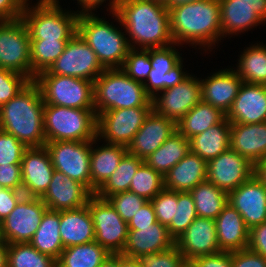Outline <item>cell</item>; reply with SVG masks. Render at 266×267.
<instances>
[{"instance_id":"20","label":"cell","mask_w":266,"mask_h":267,"mask_svg":"<svg viewBox=\"0 0 266 267\" xmlns=\"http://www.w3.org/2000/svg\"><path fill=\"white\" fill-rule=\"evenodd\" d=\"M175 245L185 261H191L198 256L221 252L217 240L215 221L209 218L196 217L175 241Z\"/></svg>"},{"instance_id":"5","label":"cell","mask_w":266,"mask_h":267,"mask_svg":"<svg viewBox=\"0 0 266 267\" xmlns=\"http://www.w3.org/2000/svg\"><path fill=\"white\" fill-rule=\"evenodd\" d=\"M143 83L130 78L121 68L105 69L94 81V108L98 116L107 110L152 107Z\"/></svg>"},{"instance_id":"26","label":"cell","mask_w":266,"mask_h":267,"mask_svg":"<svg viewBox=\"0 0 266 267\" xmlns=\"http://www.w3.org/2000/svg\"><path fill=\"white\" fill-rule=\"evenodd\" d=\"M221 251H239L248 248L250 229L241 214L229 203L214 220Z\"/></svg>"},{"instance_id":"17","label":"cell","mask_w":266,"mask_h":267,"mask_svg":"<svg viewBox=\"0 0 266 267\" xmlns=\"http://www.w3.org/2000/svg\"><path fill=\"white\" fill-rule=\"evenodd\" d=\"M228 203L249 229L266 222V187L256 174L228 193Z\"/></svg>"},{"instance_id":"19","label":"cell","mask_w":266,"mask_h":267,"mask_svg":"<svg viewBox=\"0 0 266 267\" xmlns=\"http://www.w3.org/2000/svg\"><path fill=\"white\" fill-rule=\"evenodd\" d=\"M93 193L63 172L54 171L46 192L40 197L50 210H74L87 205Z\"/></svg>"},{"instance_id":"28","label":"cell","mask_w":266,"mask_h":267,"mask_svg":"<svg viewBox=\"0 0 266 267\" xmlns=\"http://www.w3.org/2000/svg\"><path fill=\"white\" fill-rule=\"evenodd\" d=\"M59 233L64 248L95 241V231L88 205L60 211Z\"/></svg>"},{"instance_id":"8","label":"cell","mask_w":266,"mask_h":267,"mask_svg":"<svg viewBox=\"0 0 266 267\" xmlns=\"http://www.w3.org/2000/svg\"><path fill=\"white\" fill-rule=\"evenodd\" d=\"M34 82L39 86L44 104L95 110L93 81L55 74H38Z\"/></svg>"},{"instance_id":"23","label":"cell","mask_w":266,"mask_h":267,"mask_svg":"<svg viewBox=\"0 0 266 267\" xmlns=\"http://www.w3.org/2000/svg\"><path fill=\"white\" fill-rule=\"evenodd\" d=\"M175 246L166 226L159 221L151 227H128L127 240L122 255L132 258L166 251Z\"/></svg>"},{"instance_id":"55","label":"cell","mask_w":266,"mask_h":267,"mask_svg":"<svg viewBox=\"0 0 266 267\" xmlns=\"http://www.w3.org/2000/svg\"><path fill=\"white\" fill-rule=\"evenodd\" d=\"M248 249L266 258V222L250 229Z\"/></svg>"},{"instance_id":"54","label":"cell","mask_w":266,"mask_h":267,"mask_svg":"<svg viewBox=\"0 0 266 267\" xmlns=\"http://www.w3.org/2000/svg\"><path fill=\"white\" fill-rule=\"evenodd\" d=\"M23 196V191L0 188V223L10 214Z\"/></svg>"},{"instance_id":"43","label":"cell","mask_w":266,"mask_h":267,"mask_svg":"<svg viewBox=\"0 0 266 267\" xmlns=\"http://www.w3.org/2000/svg\"><path fill=\"white\" fill-rule=\"evenodd\" d=\"M182 61L183 60H181L169 72L154 70L152 68L148 78L144 82L145 91L151 98L160 91L180 84L189 76V73L182 71Z\"/></svg>"},{"instance_id":"31","label":"cell","mask_w":266,"mask_h":267,"mask_svg":"<svg viewBox=\"0 0 266 267\" xmlns=\"http://www.w3.org/2000/svg\"><path fill=\"white\" fill-rule=\"evenodd\" d=\"M221 33L224 38L252 29L265 21L250 5L233 4V0H219ZM227 35V36H226Z\"/></svg>"},{"instance_id":"24","label":"cell","mask_w":266,"mask_h":267,"mask_svg":"<svg viewBox=\"0 0 266 267\" xmlns=\"http://www.w3.org/2000/svg\"><path fill=\"white\" fill-rule=\"evenodd\" d=\"M201 81V100L219 108L227 114L231 109L243 80L235 69H225L213 73Z\"/></svg>"},{"instance_id":"46","label":"cell","mask_w":266,"mask_h":267,"mask_svg":"<svg viewBox=\"0 0 266 267\" xmlns=\"http://www.w3.org/2000/svg\"><path fill=\"white\" fill-rule=\"evenodd\" d=\"M30 82L25 75L0 69V107L20 93Z\"/></svg>"},{"instance_id":"48","label":"cell","mask_w":266,"mask_h":267,"mask_svg":"<svg viewBox=\"0 0 266 267\" xmlns=\"http://www.w3.org/2000/svg\"><path fill=\"white\" fill-rule=\"evenodd\" d=\"M27 147L12 134L0 130V165H21Z\"/></svg>"},{"instance_id":"18","label":"cell","mask_w":266,"mask_h":267,"mask_svg":"<svg viewBox=\"0 0 266 267\" xmlns=\"http://www.w3.org/2000/svg\"><path fill=\"white\" fill-rule=\"evenodd\" d=\"M54 171L55 168L45 146L27 148L21 161L24 196L40 198L46 192Z\"/></svg>"},{"instance_id":"14","label":"cell","mask_w":266,"mask_h":267,"mask_svg":"<svg viewBox=\"0 0 266 267\" xmlns=\"http://www.w3.org/2000/svg\"><path fill=\"white\" fill-rule=\"evenodd\" d=\"M47 209L41 198L23 196L0 223V238L8 244L29 243Z\"/></svg>"},{"instance_id":"6","label":"cell","mask_w":266,"mask_h":267,"mask_svg":"<svg viewBox=\"0 0 266 267\" xmlns=\"http://www.w3.org/2000/svg\"><path fill=\"white\" fill-rule=\"evenodd\" d=\"M59 0H39L33 7L26 2L22 19L30 40L71 39L77 33L80 13L64 12Z\"/></svg>"},{"instance_id":"66","label":"cell","mask_w":266,"mask_h":267,"mask_svg":"<svg viewBox=\"0 0 266 267\" xmlns=\"http://www.w3.org/2000/svg\"><path fill=\"white\" fill-rule=\"evenodd\" d=\"M156 1H159V2H162V3H164L166 0H156Z\"/></svg>"},{"instance_id":"52","label":"cell","mask_w":266,"mask_h":267,"mask_svg":"<svg viewBox=\"0 0 266 267\" xmlns=\"http://www.w3.org/2000/svg\"><path fill=\"white\" fill-rule=\"evenodd\" d=\"M232 267H266V258L248 248L232 251Z\"/></svg>"},{"instance_id":"63","label":"cell","mask_w":266,"mask_h":267,"mask_svg":"<svg viewBox=\"0 0 266 267\" xmlns=\"http://www.w3.org/2000/svg\"><path fill=\"white\" fill-rule=\"evenodd\" d=\"M195 1H198V0H166L163 4L168 10H171L172 8H175L177 6L195 2Z\"/></svg>"},{"instance_id":"56","label":"cell","mask_w":266,"mask_h":267,"mask_svg":"<svg viewBox=\"0 0 266 267\" xmlns=\"http://www.w3.org/2000/svg\"><path fill=\"white\" fill-rule=\"evenodd\" d=\"M156 222L153 205L151 201H147L127 224L128 227H151Z\"/></svg>"},{"instance_id":"4","label":"cell","mask_w":266,"mask_h":267,"mask_svg":"<svg viewBox=\"0 0 266 267\" xmlns=\"http://www.w3.org/2000/svg\"><path fill=\"white\" fill-rule=\"evenodd\" d=\"M80 13L77 33L91 47L105 69L122 68L131 49L124 32L94 13Z\"/></svg>"},{"instance_id":"7","label":"cell","mask_w":266,"mask_h":267,"mask_svg":"<svg viewBox=\"0 0 266 267\" xmlns=\"http://www.w3.org/2000/svg\"><path fill=\"white\" fill-rule=\"evenodd\" d=\"M46 142L93 141L97 138L95 110L44 104Z\"/></svg>"},{"instance_id":"40","label":"cell","mask_w":266,"mask_h":267,"mask_svg":"<svg viewBox=\"0 0 266 267\" xmlns=\"http://www.w3.org/2000/svg\"><path fill=\"white\" fill-rule=\"evenodd\" d=\"M7 267H57L56 260L40 253L30 243L8 244Z\"/></svg>"},{"instance_id":"1","label":"cell","mask_w":266,"mask_h":267,"mask_svg":"<svg viewBox=\"0 0 266 267\" xmlns=\"http://www.w3.org/2000/svg\"><path fill=\"white\" fill-rule=\"evenodd\" d=\"M128 33L132 49H152L174 44L169 10L156 0H120L112 13ZM133 41V42H132ZM132 42V44L130 43ZM134 43V45H133ZM140 47H136V45Z\"/></svg>"},{"instance_id":"53","label":"cell","mask_w":266,"mask_h":267,"mask_svg":"<svg viewBox=\"0 0 266 267\" xmlns=\"http://www.w3.org/2000/svg\"><path fill=\"white\" fill-rule=\"evenodd\" d=\"M191 262L196 267H232V252L221 251L212 255L198 256Z\"/></svg>"},{"instance_id":"25","label":"cell","mask_w":266,"mask_h":267,"mask_svg":"<svg viewBox=\"0 0 266 267\" xmlns=\"http://www.w3.org/2000/svg\"><path fill=\"white\" fill-rule=\"evenodd\" d=\"M230 148L255 166L266 158V122L231 123Z\"/></svg>"},{"instance_id":"47","label":"cell","mask_w":266,"mask_h":267,"mask_svg":"<svg viewBox=\"0 0 266 267\" xmlns=\"http://www.w3.org/2000/svg\"><path fill=\"white\" fill-rule=\"evenodd\" d=\"M151 203L153 205L157 221L168 227L172 218H175L177 192L164 188L151 200Z\"/></svg>"},{"instance_id":"49","label":"cell","mask_w":266,"mask_h":267,"mask_svg":"<svg viewBox=\"0 0 266 267\" xmlns=\"http://www.w3.org/2000/svg\"><path fill=\"white\" fill-rule=\"evenodd\" d=\"M138 259L142 267H180L185 261L176 245L166 251L146 254Z\"/></svg>"},{"instance_id":"2","label":"cell","mask_w":266,"mask_h":267,"mask_svg":"<svg viewBox=\"0 0 266 267\" xmlns=\"http://www.w3.org/2000/svg\"><path fill=\"white\" fill-rule=\"evenodd\" d=\"M169 19L177 46L190 43L207 50L222 38L219 0H198L177 6L169 10Z\"/></svg>"},{"instance_id":"35","label":"cell","mask_w":266,"mask_h":267,"mask_svg":"<svg viewBox=\"0 0 266 267\" xmlns=\"http://www.w3.org/2000/svg\"><path fill=\"white\" fill-rule=\"evenodd\" d=\"M190 193L194 200L197 217L215 220L228 204V193L209 181L197 184Z\"/></svg>"},{"instance_id":"44","label":"cell","mask_w":266,"mask_h":267,"mask_svg":"<svg viewBox=\"0 0 266 267\" xmlns=\"http://www.w3.org/2000/svg\"><path fill=\"white\" fill-rule=\"evenodd\" d=\"M130 78L140 83L146 81L152 70L150 49H130L121 68Z\"/></svg>"},{"instance_id":"59","label":"cell","mask_w":266,"mask_h":267,"mask_svg":"<svg viewBox=\"0 0 266 267\" xmlns=\"http://www.w3.org/2000/svg\"><path fill=\"white\" fill-rule=\"evenodd\" d=\"M233 4L250 5L265 22H266V0H233Z\"/></svg>"},{"instance_id":"60","label":"cell","mask_w":266,"mask_h":267,"mask_svg":"<svg viewBox=\"0 0 266 267\" xmlns=\"http://www.w3.org/2000/svg\"><path fill=\"white\" fill-rule=\"evenodd\" d=\"M118 267H142L138 258L118 254Z\"/></svg>"},{"instance_id":"29","label":"cell","mask_w":266,"mask_h":267,"mask_svg":"<svg viewBox=\"0 0 266 267\" xmlns=\"http://www.w3.org/2000/svg\"><path fill=\"white\" fill-rule=\"evenodd\" d=\"M128 152L127 147L106 144L97 148L91 147L90 176L93 194L104 184L118 167L122 157Z\"/></svg>"},{"instance_id":"39","label":"cell","mask_w":266,"mask_h":267,"mask_svg":"<svg viewBox=\"0 0 266 267\" xmlns=\"http://www.w3.org/2000/svg\"><path fill=\"white\" fill-rule=\"evenodd\" d=\"M70 39L30 40V62L32 81L35 77L50 68L63 53Z\"/></svg>"},{"instance_id":"16","label":"cell","mask_w":266,"mask_h":267,"mask_svg":"<svg viewBox=\"0 0 266 267\" xmlns=\"http://www.w3.org/2000/svg\"><path fill=\"white\" fill-rule=\"evenodd\" d=\"M255 166L244 156L228 148L207 162L209 181L224 192H231L254 174Z\"/></svg>"},{"instance_id":"50","label":"cell","mask_w":266,"mask_h":267,"mask_svg":"<svg viewBox=\"0 0 266 267\" xmlns=\"http://www.w3.org/2000/svg\"><path fill=\"white\" fill-rule=\"evenodd\" d=\"M176 44L165 47H158L150 49L151 64L154 70L169 72L181 60L179 52L176 50Z\"/></svg>"},{"instance_id":"15","label":"cell","mask_w":266,"mask_h":267,"mask_svg":"<svg viewBox=\"0 0 266 267\" xmlns=\"http://www.w3.org/2000/svg\"><path fill=\"white\" fill-rule=\"evenodd\" d=\"M196 78L189 75L180 84L158 92L161 95L151 99L152 110L177 123L201 101V81Z\"/></svg>"},{"instance_id":"12","label":"cell","mask_w":266,"mask_h":267,"mask_svg":"<svg viewBox=\"0 0 266 267\" xmlns=\"http://www.w3.org/2000/svg\"><path fill=\"white\" fill-rule=\"evenodd\" d=\"M95 241L110 254H121L128 235V224L120 217L107 199L93 194L88 200Z\"/></svg>"},{"instance_id":"51","label":"cell","mask_w":266,"mask_h":267,"mask_svg":"<svg viewBox=\"0 0 266 267\" xmlns=\"http://www.w3.org/2000/svg\"><path fill=\"white\" fill-rule=\"evenodd\" d=\"M0 188L22 191L21 165H0Z\"/></svg>"},{"instance_id":"33","label":"cell","mask_w":266,"mask_h":267,"mask_svg":"<svg viewBox=\"0 0 266 267\" xmlns=\"http://www.w3.org/2000/svg\"><path fill=\"white\" fill-rule=\"evenodd\" d=\"M226 114L219 108L202 100L186 113L177 123V130L188 140L220 123Z\"/></svg>"},{"instance_id":"42","label":"cell","mask_w":266,"mask_h":267,"mask_svg":"<svg viewBox=\"0 0 266 267\" xmlns=\"http://www.w3.org/2000/svg\"><path fill=\"white\" fill-rule=\"evenodd\" d=\"M197 217L195 204L190 192H177L175 218L167 227L170 236L176 241Z\"/></svg>"},{"instance_id":"13","label":"cell","mask_w":266,"mask_h":267,"mask_svg":"<svg viewBox=\"0 0 266 267\" xmlns=\"http://www.w3.org/2000/svg\"><path fill=\"white\" fill-rule=\"evenodd\" d=\"M152 107L107 110L97 116V138L108 144L128 147Z\"/></svg>"},{"instance_id":"65","label":"cell","mask_w":266,"mask_h":267,"mask_svg":"<svg viewBox=\"0 0 266 267\" xmlns=\"http://www.w3.org/2000/svg\"><path fill=\"white\" fill-rule=\"evenodd\" d=\"M180 267H196L191 261H184Z\"/></svg>"},{"instance_id":"21","label":"cell","mask_w":266,"mask_h":267,"mask_svg":"<svg viewBox=\"0 0 266 267\" xmlns=\"http://www.w3.org/2000/svg\"><path fill=\"white\" fill-rule=\"evenodd\" d=\"M176 123L153 110L127 147L130 154L143 161L154 153L175 131Z\"/></svg>"},{"instance_id":"9","label":"cell","mask_w":266,"mask_h":267,"mask_svg":"<svg viewBox=\"0 0 266 267\" xmlns=\"http://www.w3.org/2000/svg\"><path fill=\"white\" fill-rule=\"evenodd\" d=\"M0 69L17 72L32 81L30 35L22 18L0 21Z\"/></svg>"},{"instance_id":"27","label":"cell","mask_w":266,"mask_h":267,"mask_svg":"<svg viewBox=\"0 0 266 267\" xmlns=\"http://www.w3.org/2000/svg\"><path fill=\"white\" fill-rule=\"evenodd\" d=\"M207 161L189 152L164 175V188L176 192H190L206 181Z\"/></svg>"},{"instance_id":"22","label":"cell","mask_w":266,"mask_h":267,"mask_svg":"<svg viewBox=\"0 0 266 267\" xmlns=\"http://www.w3.org/2000/svg\"><path fill=\"white\" fill-rule=\"evenodd\" d=\"M226 118L230 123L266 122V85L243 82Z\"/></svg>"},{"instance_id":"36","label":"cell","mask_w":266,"mask_h":267,"mask_svg":"<svg viewBox=\"0 0 266 267\" xmlns=\"http://www.w3.org/2000/svg\"><path fill=\"white\" fill-rule=\"evenodd\" d=\"M110 255L96 241L74 245L64 248L59 259L56 261L57 267H100L102 262Z\"/></svg>"},{"instance_id":"57","label":"cell","mask_w":266,"mask_h":267,"mask_svg":"<svg viewBox=\"0 0 266 267\" xmlns=\"http://www.w3.org/2000/svg\"><path fill=\"white\" fill-rule=\"evenodd\" d=\"M26 2L28 0H0V21L22 18Z\"/></svg>"},{"instance_id":"38","label":"cell","mask_w":266,"mask_h":267,"mask_svg":"<svg viewBox=\"0 0 266 267\" xmlns=\"http://www.w3.org/2000/svg\"><path fill=\"white\" fill-rule=\"evenodd\" d=\"M235 70L246 83L266 85V45H252L244 49Z\"/></svg>"},{"instance_id":"34","label":"cell","mask_w":266,"mask_h":267,"mask_svg":"<svg viewBox=\"0 0 266 267\" xmlns=\"http://www.w3.org/2000/svg\"><path fill=\"white\" fill-rule=\"evenodd\" d=\"M190 152V142L176 130L144 162L163 176Z\"/></svg>"},{"instance_id":"10","label":"cell","mask_w":266,"mask_h":267,"mask_svg":"<svg viewBox=\"0 0 266 267\" xmlns=\"http://www.w3.org/2000/svg\"><path fill=\"white\" fill-rule=\"evenodd\" d=\"M104 70L95 52L76 33L50 68L39 74L70 76L94 82Z\"/></svg>"},{"instance_id":"41","label":"cell","mask_w":266,"mask_h":267,"mask_svg":"<svg viewBox=\"0 0 266 267\" xmlns=\"http://www.w3.org/2000/svg\"><path fill=\"white\" fill-rule=\"evenodd\" d=\"M163 189L164 176L145 162L137 169L129 187L130 192L143 197L147 201H151Z\"/></svg>"},{"instance_id":"37","label":"cell","mask_w":266,"mask_h":267,"mask_svg":"<svg viewBox=\"0 0 266 267\" xmlns=\"http://www.w3.org/2000/svg\"><path fill=\"white\" fill-rule=\"evenodd\" d=\"M143 163L144 161L142 159L127 152L122 157L116 170L95 194L100 198L107 199L109 196L116 193L129 191L132 177Z\"/></svg>"},{"instance_id":"11","label":"cell","mask_w":266,"mask_h":267,"mask_svg":"<svg viewBox=\"0 0 266 267\" xmlns=\"http://www.w3.org/2000/svg\"><path fill=\"white\" fill-rule=\"evenodd\" d=\"M98 141H54L44 145L55 170L85 185L91 191L90 154Z\"/></svg>"},{"instance_id":"61","label":"cell","mask_w":266,"mask_h":267,"mask_svg":"<svg viewBox=\"0 0 266 267\" xmlns=\"http://www.w3.org/2000/svg\"><path fill=\"white\" fill-rule=\"evenodd\" d=\"M254 174L263 182L266 187V158L255 165Z\"/></svg>"},{"instance_id":"30","label":"cell","mask_w":266,"mask_h":267,"mask_svg":"<svg viewBox=\"0 0 266 267\" xmlns=\"http://www.w3.org/2000/svg\"><path fill=\"white\" fill-rule=\"evenodd\" d=\"M230 132L231 123L225 117L220 123L191 138L190 151L208 162L230 148Z\"/></svg>"},{"instance_id":"45","label":"cell","mask_w":266,"mask_h":267,"mask_svg":"<svg viewBox=\"0 0 266 267\" xmlns=\"http://www.w3.org/2000/svg\"><path fill=\"white\" fill-rule=\"evenodd\" d=\"M107 200L126 223H128L130 219L133 218L134 214L147 202L143 197L130 191L116 193L109 196Z\"/></svg>"},{"instance_id":"3","label":"cell","mask_w":266,"mask_h":267,"mask_svg":"<svg viewBox=\"0 0 266 267\" xmlns=\"http://www.w3.org/2000/svg\"><path fill=\"white\" fill-rule=\"evenodd\" d=\"M44 102L39 86L31 81L0 107V130L12 134L27 148L46 144Z\"/></svg>"},{"instance_id":"32","label":"cell","mask_w":266,"mask_h":267,"mask_svg":"<svg viewBox=\"0 0 266 267\" xmlns=\"http://www.w3.org/2000/svg\"><path fill=\"white\" fill-rule=\"evenodd\" d=\"M60 211L47 209L29 242L40 253L59 259L64 247L59 233Z\"/></svg>"},{"instance_id":"62","label":"cell","mask_w":266,"mask_h":267,"mask_svg":"<svg viewBox=\"0 0 266 267\" xmlns=\"http://www.w3.org/2000/svg\"><path fill=\"white\" fill-rule=\"evenodd\" d=\"M8 243L0 238V267H7Z\"/></svg>"},{"instance_id":"64","label":"cell","mask_w":266,"mask_h":267,"mask_svg":"<svg viewBox=\"0 0 266 267\" xmlns=\"http://www.w3.org/2000/svg\"><path fill=\"white\" fill-rule=\"evenodd\" d=\"M100 267H118V254H110Z\"/></svg>"},{"instance_id":"58","label":"cell","mask_w":266,"mask_h":267,"mask_svg":"<svg viewBox=\"0 0 266 267\" xmlns=\"http://www.w3.org/2000/svg\"><path fill=\"white\" fill-rule=\"evenodd\" d=\"M79 5H81V11H77L78 13H91L92 10H95L96 7L98 8L102 3L106 0H77ZM110 1V13L115 12L117 5L120 0H109Z\"/></svg>"}]
</instances>
